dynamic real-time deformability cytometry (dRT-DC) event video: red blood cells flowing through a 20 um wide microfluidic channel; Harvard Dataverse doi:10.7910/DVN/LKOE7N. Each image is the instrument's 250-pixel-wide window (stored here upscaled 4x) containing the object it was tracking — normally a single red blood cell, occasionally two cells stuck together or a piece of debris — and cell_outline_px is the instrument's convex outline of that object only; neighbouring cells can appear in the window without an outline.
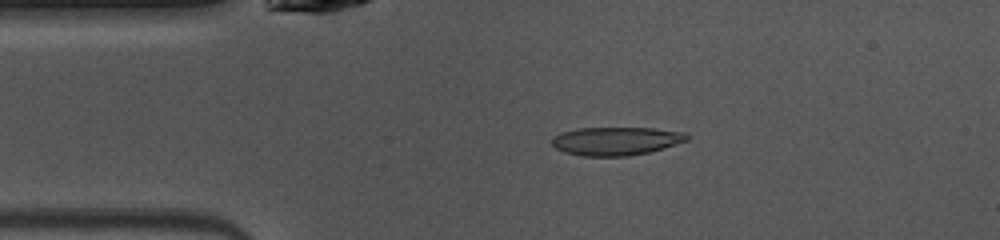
{"species": "common noctule bat (a hibernating species)", "species_latin": "Nyctalus noctula", "temperature_condition": "warm", "stored_images_in_passage": 46, "camera_frame_rate_fps": 3000, "um_per_image_px": 0.085, "animal": {"sex": "female", "body_mass_g": 10.0, "forearm_length_mm": 53.1}, "frame": {"image": 1, "passage_image": 8, "time_ms": 2.333, "image_size_px": [1000, 240], "cell_outline_px": [[688, 140], [648, 152], [628, 156], [580, 156], [564, 152], [556, 148], [552, 144], [552, 136], [560, 132], [576, 128], [652, 128], [684, 132], [688, 136]], "centroid_in_image_um": [52.3, 11.98], "position_along_channel_um": 32.7, "area_um2": 22.25}}
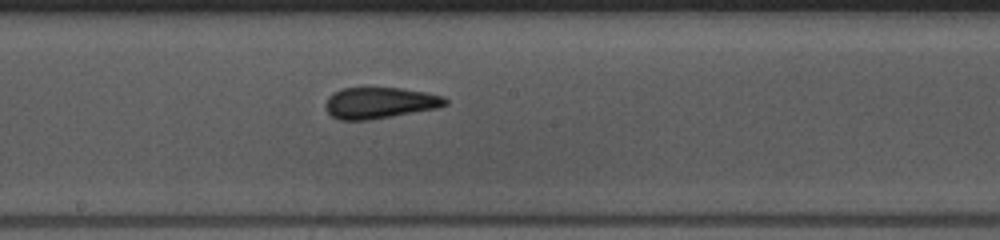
{"frame": {"image": 2, "passage_image": 23, "time_ms": 7.333, "image_size_px": [1000, 240], "cell_outline_px": [[448, 104], [436, 108], [392, 116], [368, 120], [340, 120], [332, 116], [324, 108], [324, 104], [328, 96], [332, 92], [340, 88], [400, 88], [424, 92], [444, 96], [448, 100]], "centroid_in_image_um": [32.23, 8.74], "position_along_channel_um": 216.0, "area_um2": 21.85}}
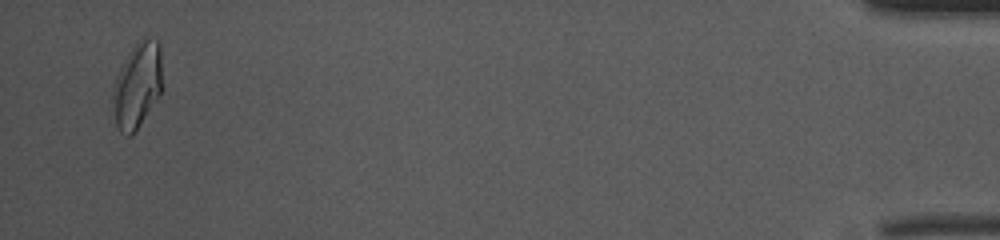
{"frame": {"image": 3, "passage_image": 45, "time_ms": 14.667, "image_size_px": [1000, 240], "cell_outline_px": [[164, 88], [160, 96], [132, 136], [124, 136], [120, 132], [116, 124], [112, 96], [116, 76], [120, 68], [132, 48], [140, 40], [148, 36], [160, 40]], "centroid_in_image_um": [11.73, 7.24], "position_along_channel_um": 423.5, "area_um2": 25.26}, "authors_computed_cell_mechanics": {"area_um2": 21.7328, "velocity_mm_per_s": 4.1066, "shape_relaxation_time_tau1_ms": 5.9552, "shape_relaxation_time_tau2_ms": 1.6381, "deformation_change_tau1": 0.2111, "deformation_change_tau2": 0.0867}}